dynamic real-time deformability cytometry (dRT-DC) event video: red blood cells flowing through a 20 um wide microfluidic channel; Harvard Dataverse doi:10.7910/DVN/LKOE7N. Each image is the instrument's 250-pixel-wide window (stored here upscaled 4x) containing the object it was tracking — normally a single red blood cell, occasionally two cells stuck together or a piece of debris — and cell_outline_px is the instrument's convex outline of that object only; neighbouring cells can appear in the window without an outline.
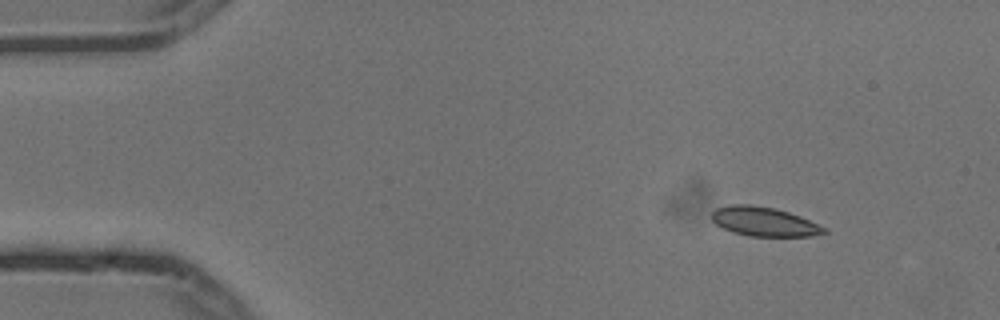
{"species": "common noctule bat (a hibernating species)", "species_latin": "Nyctalus noctula", "temperature_condition": "cold", "stored_images_in_passage": 5, "camera_frame_rate_fps": 3000, "um_per_image_px": 0.085, "animal": {"sex": "male", "body_mass_g": 13.3}, "frame": {"image": 1, "passage_image": 1, "time_ms": 0.0, "image_size_px": [1000, 320], "cell_outline_px": [[828, 232], [812, 236], [748, 236], [732, 232], [716, 224], [712, 220], [712, 212], [716, 208], [732, 204], [752, 204], [776, 208], [800, 216], [828, 228]], "centroid_in_image_um": [64.96, 18.83], "position_along_channel_um": 20.0, "area_um2": 19.25}}
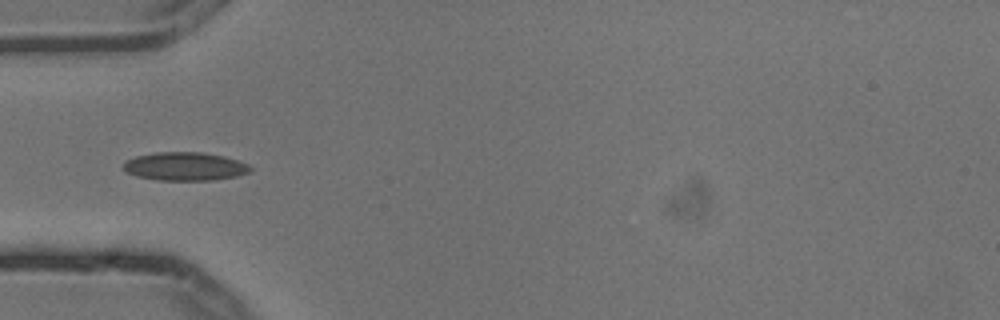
{"frame": {"image": 2, "passage_image": 4, "time_ms": 1.0, "image_size_px": [1000, 320], "cell_outline_px": [[252, 168], [248, 172], [236, 176], [212, 180], [156, 180], [136, 176], [124, 172], [124, 160], [136, 156], [156, 152], [204, 152], [224, 156], [248, 164]], "centroid_in_image_um": [15.67, 14.14], "position_along_channel_um": 69.3, "area_um2": 21.04}}
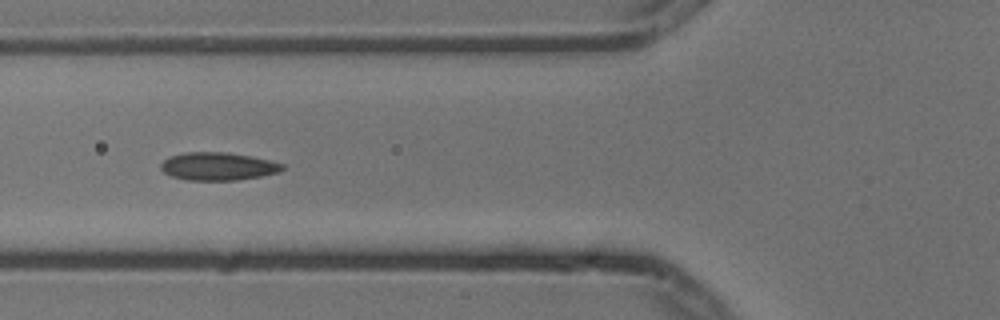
{"frame": {"image": 3, "passage_image": 5, "time_ms": 1.333, "image_size_px": [1000, 320], "cell_outline_px": [[284, 168], [280, 172], [260, 176], [236, 180], [188, 180], [172, 176], [164, 172], [160, 168], [160, 164], [168, 156], [184, 152], [228, 152], [252, 156], [284, 164]], "centroid_in_image_um": [18.51, 14.13], "position_along_channel_um": 107.3, "area_um2": 19.83}}